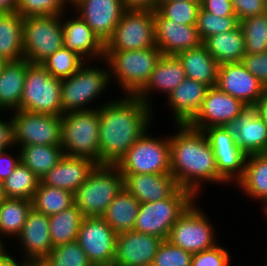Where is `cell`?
Masks as SVG:
<instances>
[{
	"label": "cell",
	"instance_id": "cell-33",
	"mask_svg": "<svg viewBox=\"0 0 267 266\" xmlns=\"http://www.w3.org/2000/svg\"><path fill=\"white\" fill-rule=\"evenodd\" d=\"M23 20L16 11L0 12V57L6 61L24 58Z\"/></svg>",
	"mask_w": 267,
	"mask_h": 266
},
{
	"label": "cell",
	"instance_id": "cell-13",
	"mask_svg": "<svg viewBox=\"0 0 267 266\" xmlns=\"http://www.w3.org/2000/svg\"><path fill=\"white\" fill-rule=\"evenodd\" d=\"M153 46H156L154 11L126 10L104 44V51H132Z\"/></svg>",
	"mask_w": 267,
	"mask_h": 266
},
{
	"label": "cell",
	"instance_id": "cell-40",
	"mask_svg": "<svg viewBox=\"0 0 267 266\" xmlns=\"http://www.w3.org/2000/svg\"><path fill=\"white\" fill-rule=\"evenodd\" d=\"M85 63L76 53L64 47L46 58L41 64L55 78L64 79L72 76Z\"/></svg>",
	"mask_w": 267,
	"mask_h": 266
},
{
	"label": "cell",
	"instance_id": "cell-27",
	"mask_svg": "<svg viewBox=\"0 0 267 266\" xmlns=\"http://www.w3.org/2000/svg\"><path fill=\"white\" fill-rule=\"evenodd\" d=\"M96 165L88 158L64 155L59 163L43 176L41 182L75 193Z\"/></svg>",
	"mask_w": 267,
	"mask_h": 266
},
{
	"label": "cell",
	"instance_id": "cell-50",
	"mask_svg": "<svg viewBox=\"0 0 267 266\" xmlns=\"http://www.w3.org/2000/svg\"><path fill=\"white\" fill-rule=\"evenodd\" d=\"M4 116V117H3ZM13 122L10 113L2 112L0 114V151L14 149Z\"/></svg>",
	"mask_w": 267,
	"mask_h": 266
},
{
	"label": "cell",
	"instance_id": "cell-3",
	"mask_svg": "<svg viewBox=\"0 0 267 266\" xmlns=\"http://www.w3.org/2000/svg\"><path fill=\"white\" fill-rule=\"evenodd\" d=\"M111 87L109 69L104 59L85 62L72 76L61 79L60 96L63 114L98 109L112 100L113 91L110 93V97L107 95L110 89L112 90ZM105 97L108 98L105 99ZM101 99L102 101H100Z\"/></svg>",
	"mask_w": 267,
	"mask_h": 266
},
{
	"label": "cell",
	"instance_id": "cell-4",
	"mask_svg": "<svg viewBox=\"0 0 267 266\" xmlns=\"http://www.w3.org/2000/svg\"><path fill=\"white\" fill-rule=\"evenodd\" d=\"M161 56L157 46L132 51H104L112 88H119L118 94L121 95H137L149 81Z\"/></svg>",
	"mask_w": 267,
	"mask_h": 266
},
{
	"label": "cell",
	"instance_id": "cell-16",
	"mask_svg": "<svg viewBox=\"0 0 267 266\" xmlns=\"http://www.w3.org/2000/svg\"><path fill=\"white\" fill-rule=\"evenodd\" d=\"M246 106L217 86L209 87L200 110L188 125L201 131L211 126H232Z\"/></svg>",
	"mask_w": 267,
	"mask_h": 266
},
{
	"label": "cell",
	"instance_id": "cell-38",
	"mask_svg": "<svg viewBox=\"0 0 267 266\" xmlns=\"http://www.w3.org/2000/svg\"><path fill=\"white\" fill-rule=\"evenodd\" d=\"M40 179L22 162L3 182L6 198L25 199L31 201L37 190Z\"/></svg>",
	"mask_w": 267,
	"mask_h": 266
},
{
	"label": "cell",
	"instance_id": "cell-6",
	"mask_svg": "<svg viewBox=\"0 0 267 266\" xmlns=\"http://www.w3.org/2000/svg\"><path fill=\"white\" fill-rule=\"evenodd\" d=\"M61 132L65 155L88 158L100 165L99 108L64 113Z\"/></svg>",
	"mask_w": 267,
	"mask_h": 266
},
{
	"label": "cell",
	"instance_id": "cell-47",
	"mask_svg": "<svg viewBox=\"0 0 267 266\" xmlns=\"http://www.w3.org/2000/svg\"><path fill=\"white\" fill-rule=\"evenodd\" d=\"M242 63L267 88V51L260 54H245Z\"/></svg>",
	"mask_w": 267,
	"mask_h": 266
},
{
	"label": "cell",
	"instance_id": "cell-59",
	"mask_svg": "<svg viewBox=\"0 0 267 266\" xmlns=\"http://www.w3.org/2000/svg\"><path fill=\"white\" fill-rule=\"evenodd\" d=\"M6 62L7 61L4 58L0 57V73H1L4 65L6 64Z\"/></svg>",
	"mask_w": 267,
	"mask_h": 266
},
{
	"label": "cell",
	"instance_id": "cell-23",
	"mask_svg": "<svg viewBox=\"0 0 267 266\" xmlns=\"http://www.w3.org/2000/svg\"><path fill=\"white\" fill-rule=\"evenodd\" d=\"M155 43L162 55H176L203 43L196 25H185L154 11Z\"/></svg>",
	"mask_w": 267,
	"mask_h": 266
},
{
	"label": "cell",
	"instance_id": "cell-2",
	"mask_svg": "<svg viewBox=\"0 0 267 266\" xmlns=\"http://www.w3.org/2000/svg\"><path fill=\"white\" fill-rule=\"evenodd\" d=\"M171 126L174 129L169 133L171 174L180 188L189 190L197 199H201L206 187L218 186L213 149L203 131L188 124Z\"/></svg>",
	"mask_w": 267,
	"mask_h": 266
},
{
	"label": "cell",
	"instance_id": "cell-36",
	"mask_svg": "<svg viewBox=\"0 0 267 266\" xmlns=\"http://www.w3.org/2000/svg\"><path fill=\"white\" fill-rule=\"evenodd\" d=\"M84 216L73 204L58 214L49 216V229L53 248L76 241Z\"/></svg>",
	"mask_w": 267,
	"mask_h": 266
},
{
	"label": "cell",
	"instance_id": "cell-31",
	"mask_svg": "<svg viewBox=\"0 0 267 266\" xmlns=\"http://www.w3.org/2000/svg\"><path fill=\"white\" fill-rule=\"evenodd\" d=\"M140 202L123 188L101 216L116 234L131 231L138 216Z\"/></svg>",
	"mask_w": 267,
	"mask_h": 266
},
{
	"label": "cell",
	"instance_id": "cell-26",
	"mask_svg": "<svg viewBox=\"0 0 267 266\" xmlns=\"http://www.w3.org/2000/svg\"><path fill=\"white\" fill-rule=\"evenodd\" d=\"M238 147L246 154H261L267 150V125L257 115L254 106L246 108L232 125Z\"/></svg>",
	"mask_w": 267,
	"mask_h": 266
},
{
	"label": "cell",
	"instance_id": "cell-45",
	"mask_svg": "<svg viewBox=\"0 0 267 266\" xmlns=\"http://www.w3.org/2000/svg\"><path fill=\"white\" fill-rule=\"evenodd\" d=\"M192 255L168 240H163L154 256L152 266H191Z\"/></svg>",
	"mask_w": 267,
	"mask_h": 266
},
{
	"label": "cell",
	"instance_id": "cell-48",
	"mask_svg": "<svg viewBox=\"0 0 267 266\" xmlns=\"http://www.w3.org/2000/svg\"><path fill=\"white\" fill-rule=\"evenodd\" d=\"M231 2L239 21L266 12L265 0H231Z\"/></svg>",
	"mask_w": 267,
	"mask_h": 266
},
{
	"label": "cell",
	"instance_id": "cell-51",
	"mask_svg": "<svg viewBox=\"0 0 267 266\" xmlns=\"http://www.w3.org/2000/svg\"><path fill=\"white\" fill-rule=\"evenodd\" d=\"M200 8L218 16H236L231 0H200Z\"/></svg>",
	"mask_w": 267,
	"mask_h": 266
},
{
	"label": "cell",
	"instance_id": "cell-46",
	"mask_svg": "<svg viewBox=\"0 0 267 266\" xmlns=\"http://www.w3.org/2000/svg\"><path fill=\"white\" fill-rule=\"evenodd\" d=\"M226 246L220 242L212 249L194 253L191 266H232L235 256H232L231 250Z\"/></svg>",
	"mask_w": 267,
	"mask_h": 266
},
{
	"label": "cell",
	"instance_id": "cell-37",
	"mask_svg": "<svg viewBox=\"0 0 267 266\" xmlns=\"http://www.w3.org/2000/svg\"><path fill=\"white\" fill-rule=\"evenodd\" d=\"M31 202L34 210L49 217L72 206L74 204V193L44 185L40 181Z\"/></svg>",
	"mask_w": 267,
	"mask_h": 266
},
{
	"label": "cell",
	"instance_id": "cell-44",
	"mask_svg": "<svg viewBox=\"0 0 267 266\" xmlns=\"http://www.w3.org/2000/svg\"><path fill=\"white\" fill-rule=\"evenodd\" d=\"M70 6L65 0H18L16 12L23 18L33 16L61 15Z\"/></svg>",
	"mask_w": 267,
	"mask_h": 266
},
{
	"label": "cell",
	"instance_id": "cell-35",
	"mask_svg": "<svg viewBox=\"0 0 267 266\" xmlns=\"http://www.w3.org/2000/svg\"><path fill=\"white\" fill-rule=\"evenodd\" d=\"M21 162L26 165L40 180L55 167L65 155L61 146L26 145L18 146Z\"/></svg>",
	"mask_w": 267,
	"mask_h": 266
},
{
	"label": "cell",
	"instance_id": "cell-18",
	"mask_svg": "<svg viewBox=\"0 0 267 266\" xmlns=\"http://www.w3.org/2000/svg\"><path fill=\"white\" fill-rule=\"evenodd\" d=\"M70 9L86 22L104 44L126 11L122 0H77Z\"/></svg>",
	"mask_w": 267,
	"mask_h": 266
},
{
	"label": "cell",
	"instance_id": "cell-54",
	"mask_svg": "<svg viewBox=\"0 0 267 266\" xmlns=\"http://www.w3.org/2000/svg\"><path fill=\"white\" fill-rule=\"evenodd\" d=\"M253 106L257 110V115L267 125V88L264 90L260 99Z\"/></svg>",
	"mask_w": 267,
	"mask_h": 266
},
{
	"label": "cell",
	"instance_id": "cell-29",
	"mask_svg": "<svg viewBox=\"0 0 267 266\" xmlns=\"http://www.w3.org/2000/svg\"><path fill=\"white\" fill-rule=\"evenodd\" d=\"M185 70L186 78L208 87L216 86L220 64L208 53L205 45L184 50L175 55Z\"/></svg>",
	"mask_w": 267,
	"mask_h": 266
},
{
	"label": "cell",
	"instance_id": "cell-55",
	"mask_svg": "<svg viewBox=\"0 0 267 266\" xmlns=\"http://www.w3.org/2000/svg\"><path fill=\"white\" fill-rule=\"evenodd\" d=\"M18 0H0V12L16 11Z\"/></svg>",
	"mask_w": 267,
	"mask_h": 266
},
{
	"label": "cell",
	"instance_id": "cell-32",
	"mask_svg": "<svg viewBox=\"0 0 267 266\" xmlns=\"http://www.w3.org/2000/svg\"><path fill=\"white\" fill-rule=\"evenodd\" d=\"M203 44L219 64L242 62L246 54L245 39L240 26L232 31L209 36Z\"/></svg>",
	"mask_w": 267,
	"mask_h": 266
},
{
	"label": "cell",
	"instance_id": "cell-62",
	"mask_svg": "<svg viewBox=\"0 0 267 266\" xmlns=\"http://www.w3.org/2000/svg\"><path fill=\"white\" fill-rule=\"evenodd\" d=\"M159 1H200V0H159Z\"/></svg>",
	"mask_w": 267,
	"mask_h": 266
},
{
	"label": "cell",
	"instance_id": "cell-8",
	"mask_svg": "<svg viewBox=\"0 0 267 266\" xmlns=\"http://www.w3.org/2000/svg\"><path fill=\"white\" fill-rule=\"evenodd\" d=\"M124 188V178L116 165H96L74 193V204L84 217H101Z\"/></svg>",
	"mask_w": 267,
	"mask_h": 266
},
{
	"label": "cell",
	"instance_id": "cell-53",
	"mask_svg": "<svg viewBox=\"0 0 267 266\" xmlns=\"http://www.w3.org/2000/svg\"><path fill=\"white\" fill-rule=\"evenodd\" d=\"M29 261L22 257H17L13 251H9L4 257L0 258V266H28Z\"/></svg>",
	"mask_w": 267,
	"mask_h": 266
},
{
	"label": "cell",
	"instance_id": "cell-28",
	"mask_svg": "<svg viewBox=\"0 0 267 266\" xmlns=\"http://www.w3.org/2000/svg\"><path fill=\"white\" fill-rule=\"evenodd\" d=\"M232 188L230 191L235 189V192L238 189L241 195L247 197L244 200L248 202L252 200L260 207L266 205L267 155L265 153L247 155L243 176Z\"/></svg>",
	"mask_w": 267,
	"mask_h": 266
},
{
	"label": "cell",
	"instance_id": "cell-7",
	"mask_svg": "<svg viewBox=\"0 0 267 266\" xmlns=\"http://www.w3.org/2000/svg\"><path fill=\"white\" fill-rule=\"evenodd\" d=\"M201 203V199H196L183 212L171 227L167 238L171 244L192 254L212 249L221 241L216 223L211 220L213 217Z\"/></svg>",
	"mask_w": 267,
	"mask_h": 266
},
{
	"label": "cell",
	"instance_id": "cell-9",
	"mask_svg": "<svg viewBox=\"0 0 267 266\" xmlns=\"http://www.w3.org/2000/svg\"><path fill=\"white\" fill-rule=\"evenodd\" d=\"M196 199L189 190L179 187L164 200L141 203L133 230L167 240L173 224Z\"/></svg>",
	"mask_w": 267,
	"mask_h": 266
},
{
	"label": "cell",
	"instance_id": "cell-49",
	"mask_svg": "<svg viewBox=\"0 0 267 266\" xmlns=\"http://www.w3.org/2000/svg\"><path fill=\"white\" fill-rule=\"evenodd\" d=\"M20 162L21 155L17 146L14 149L0 151V181L4 182Z\"/></svg>",
	"mask_w": 267,
	"mask_h": 266
},
{
	"label": "cell",
	"instance_id": "cell-41",
	"mask_svg": "<svg viewBox=\"0 0 267 266\" xmlns=\"http://www.w3.org/2000/svg\"><path fill=\"white\" fill-rule=\"evenodd\" d=\"M42 262L47 266H93L77 240L54 247Z\"/></svg>",
	"mask_w": 267,
	"mask_h": 266
},
{
	"label": "cell",
	"instance_id": "cell-11",
	"mask_svg": "<svg viewBox=\"0 0 267 266\" xmlns=\"http://www.w3.org/2000/svg\"><path fill=\"white\" fill-rule=\"evenodd\" d=\"M62 14L23 20V54L30 63H42L63 48Z\"/></svg>",
	"mask_w": 267,
	"mask_h": 266
},
{
	"label": "cell",
	"instance_id": "cell-42",
	"mask_svg": "<svg viewBox=\"0 0 267 266\" xmlns=\"http://www.w3.org/2000/svg\"><path fill=\"white\" fill-rule=\"evenodd\" d=\"M200 1H159L156 11L167 19L185 25H196Z\"/></svg>",
	"mask_w": 267,
	"mask_h": 266
},
{
	"label": "cell",
	"instance_id": "cell-61",
	"mask_svg": "<svg viewBox=\"0 0 267 266\" xmlns=\"http://www.w3.org/2000/svg\"><path fill=\"white\" fill-rule=\"evenodd\" d=\"M35 266H47V265L42 261H40V262H35Z\"/></svg>",
	"mask_w": 267,
	"mask_h": 266
},
{
	"label": "cell",
	"instance_id": "cell-15",
	"mask_svg": "<svg viewBox=\"0 0 267 266\" xmlns=\"http://www.w3.org/2000/svg\"><path fill=\"white\" fill-rule=\"evenodd\" d=\"M117 234L98 216L84 217L78 243L93 266H113Z\"/></svg>",
	"mask_w": 267,
	"mask_h": 266
},
{
	"label": "cell",
	"instance_id": "cell-12",
	"mask_svg": "<svg viewBox=\"0 0 267 266\" xmlns=\"http://www.w3.org/2000/svg\"><path fill=\"white\" fill-rule=\"evenodd\" d=\"M203 132L214 152L218 186L227 191L242 178L247 155L238 147L232 126H211Z\"/></svg>",
	"mask_w": 267,
	"mask_h": 266
},
{
	"label": "cell",
	"instance_id": "cell-5",
	"mask_svg": "<svg viewBox=\"0 0 267 266\" xmlns=\"http://www.w3.org/2000/svg\"><path fill=\"white\" fill-rule=\"evenodd\" d=\"M154 127L156 125L149 128L116 164L122 175L171 173L169 130L168 134H154Z\"/></svg>",
	"mask_w": 267,
	"mask_h": 266
},
{
	"label": "cell",
	"instance_id": "cell-25",
	"mask_svg": "<svg viewBox=\"0 0 267 266\" xmlns=\"http://www.w3.org/2000/svg\"><path fill=\"white\" fill-rule=\"evenodd\" d=\"M122 176L124 178V188L140 203L164 200L180 187L171 173Z\"/></svg>",
	"mask_w": 267,
	"mask_h": 266
},
{
	"label": "cell",
	"instance_id": "cell-20",
	"mask_svg": "<svg viewBox=\"0 0 267 266\" xmlns=\"http://www.w3.org/2000/svg\"><path fill=\"white\" fill-rule=\"evenodd\" d=\"M185 79L186 73L178 58L175 55H162L149 81L136 96L154 110L156 114L154 118H156L160 114L156 113L158 110L155 105L157 104L153 98L160 96L162 100H165Z\"/></svg>",
	"mask_w": 267,
	"mask_h": 266
},
{
	"label": "cell",
	"instance_id": "cell-58",
	"mask_svg": "<svg viewBox=\"0 0 267 266\" xmlns=\"http://www.w3.org/2000/svg\"><path fill=\"white\" fill-rule=\"evenodd\" d=\"M6 198L4 193L3 182L0 181V203Z\"/></svg>",
	"mask_w": 267,
	"mask_h": 266
},
{
	"label": "cell",
	"instance_id": "cell-43",
	"mask_svg": "<svg viewBox=\"0 0 267 266\" xmlns=\"http://www.w3.org/2000/svg\"><path fill=\"white\" fill-rule=\"evenodd\" d=\"M239 26L237 16H218L200 8L197 18V31L204 41L207 37L228 32Z\"/></svg>",
	"mask_w": 267,
	"mask_h": 266
},
{
	"label": "cell",
	"instance_id": "cell-64",
	"mask_svg": "<svg viewBox=\"0 0 267 266\" xmlns=\"http://www.w3.org/2000/svg\"><path fill=\"white\" fill-rule=\"evenodd\" d=\"M28 266H35V262H30Z\"/></svg>",
	"mask_w": 267,
	"mask_h": 266
},
{
	"label": "cell",
	"instance_id": "cell-39",
	"mask_svg": "<svg viewBox=\"0 0 267 266\" xmlns=\"http://www.w3.org/2000/svg\"><path fill=\"white\" fill-rule=\"evenodd\" d=\"M245 39L246 54H260L267 51V12L239 21Z\"/></svg>",
	"mask_w": 267,
	"mask_h": 266
},
{
	"label": "cell",
	"instance_id": "cell-22",
	"mask_svg": "<svg viewBox=\"0 0 267 266\" xmlns=\"http://www.w3.org/2000/svg\"><path fill=\"white\" fill-rule=\"evenodd\" d=\"M216 86L247 106H253L266 89L242 62L220 64Z\"/></svg>",
	"mask_w": 267,
	"mask_h": 266
},
{
	"label": "cell",
	"instance_id": "cell-34",
	"mask_svg": "<svg viewBox=\"0 0 267 266\" xmlns=\"http://www.w3.org/2000/svg\"><path fill=\"white\" fill-rule=\"evenodd\" d=\"M31 208L32 202L25 199L5 198L0 203V235L5 241L20 235Z\"/></svg>",
	"mask_w": 267,
	"mask_h": 266
},
{
	"label": "cell",
	"instance_id": "cell-60",
	"mask_svg": "<svg viewBox=\"0 0 267 266\" xmlns=\"http://www.w3.org/2000/svg\"><path fill=\"white\" fill-rule=\"evenodd\" d=\"M77 0H65V2L71 7Z\"/></svg>",
	"mask_w": 267,
	"mask_h": 266
},
{
	"label": "cell",
	"instance_id": "cell-14",
	"mask_svg": "<svg viewBox=\"0 0 267 266\" xmlns=\"http://www.w3.org/2000/svg\"><path fill=\"white\" fill-rule=\"evenodd\" d=\"M15 146L61 144V116L16 110L10 113Z\"/></svg>",
	"mask_w": 267,
	"mask_h": 266
},
{
	"label": "cell",
	"instance_id": "cell-63",
	"mask_svg": "<svg viewBox=\"0 0 267 266\" xmlns=\"http://www.w3.org/2000/svg\"><path fill=\"white\" fill-rule=\"evenodd\" d=\"M265 253H266V254H264V256H265L264 259H265V260H263V261H264V262H263V263H264L263 266H267V252H265Z\"/></svg>",
	"mask_w": 267,
	"mask_h": 266
},
{
	"label": "cell",
	"instance_id": "cell-30",
	"mask_svg": "<svg viewBox=\"0 0 267 266\" xmlns=\"http://www.w3.org/2000/svg\"><path fill=\"white\" fill-rule=\"evenodd\" d=\"M28 60L7 61L0 73V109L11 113L19 110Z\"/></svg>",
	"mask_w": 267,
	"mask_h": 266
},
{
	"label": "cell",
	"instance_id": "cell-17",
	"mask_svg": "<svg viewBox=\"0 0 267 266\" xmlns=\"http://www.w3.org/2000/svg\"><path fill=\"white\" fill-rule=\"evenodd\" d=\"M12 244L16 249L10 245V251L14 250L15 255L29 262L43 261L53 249L49 217L31 208L20 235Z\"/></svg>",
	"mask_w": 267,
	"mask_h": 266
},
{
	"label": "cell",
	"instance_id": "cell-24",
	"mask_svg": "<svg viewBox=\"0 0 267 266\" xmlns=\"http://www.w3.org/2000/svg\"><path fill=\"white\" fill-rule=\"evenodd\" d=\"M208 88L190 78L179 84L163 102L171 110L170 124H188L200 110Z\"/></svg>",
	"mask_w": 267,
	"mask_h": 266
},
{
	"label": "cell",
	"instance_id": "cell-10",
	"mask_svg": "<svg viewBox=\"0 0 267 266\" xmlns=\"http://www.w3.org/2000/svg\"><path fill=\"white\" fill-rule=\"evenodd\" d=\"M61 79L50 75L40 63L28 61L19 110L48 115H63Z\"/></svg>",
	"mask_w": 267,
	"mask_h": 266
},
{
	"label": "cell",
	"instance_id": "cell-1",
	"mask_svg": "<svg viewBox=\"0 0 267 266\" xmlns=\"http://www.w3.org/2000/svg\"><path fill=\"white\" fill-rule=\"evenodd\" d=\"M116 95L99 107L100 165H116L159 122L154 118V110L136 95Z\"/></svg>",
	"mask_w": 267,
	"mask_h": 266
},
{
	"label": "cell",
	"instance_id": "cell-19",
	"mask_svg": "<svg viewBox=\"0 0 267 266\" xmlns=\"http://www.w3.org/2000/svg\"><path fill=\"white\" fill-rule=\"evenodd\" d=\"M62 27L65 49L78 54L85 62L104 59V43L71 9L62 14Z\"/></svg>",
	"mask_w": 267,
	"mask_h": 266
},
{
	"label": "cell",
	"instance_id": "cell-57",
	"mask_svg": "<svg viewBox=\"0 0 267 266\" xmlns=\"http://www.w3.org/2000/svg\"><path fill=\"white\" fill-rule=\"evenodd\" d=\"M260 208V212L263 214L262 216H263V218L265 219V221L267 222V204L266 205H263L262 207H259ZM266 226H267V223H266ZM265 250H267L266 248H265ZM267 252V251H266Z\"/></svg>",
	"mask_w": 267,
	"mask_h": 266
},
{
	"label": "cell",
	"instance_id": "cell-52",
	"mask_svg": "<svg viewBox=\"0 0 267 266\" xmlns=\"http://www.w3.org/2000/svg\"><path fill=\"white\" fill-rule=\"evenodd\" d=\"M126 10H151L155 11L159 0H122Z\"/></svg>",
	"mask_w": 267,
	"mask_h": 266
},
{
	"label": "cell",
	"instance_id": "cell-21",
	"mask_svg": "<svg viewBox=\"0 0 267 266\" xmlns=\"http://www.w3.org/2000/svg\"><path fill=\"white\" fill-rule=\"evenodd\" d=\"M162 241L134 230L117 234L113 266H152Z\"/></svg>",
	"mask_w": 267,
	"mask_h": 266
},
{
	"label": "cell",
	"instance_id": "cell-56",
	"mask_svg": "<svg viewBox=\"0 0 267 266\" xmlns=\"http://www.w3.org/2000/svg\"><path fill=\"white\" fill-rule=\"evenodd\" d=\"M10 244V241H5V239H3L0 235V258L4 257L10 251Z\"/></svg>",
	"mask_w": 267,
	"mask_h": 266
}]
</instances>
